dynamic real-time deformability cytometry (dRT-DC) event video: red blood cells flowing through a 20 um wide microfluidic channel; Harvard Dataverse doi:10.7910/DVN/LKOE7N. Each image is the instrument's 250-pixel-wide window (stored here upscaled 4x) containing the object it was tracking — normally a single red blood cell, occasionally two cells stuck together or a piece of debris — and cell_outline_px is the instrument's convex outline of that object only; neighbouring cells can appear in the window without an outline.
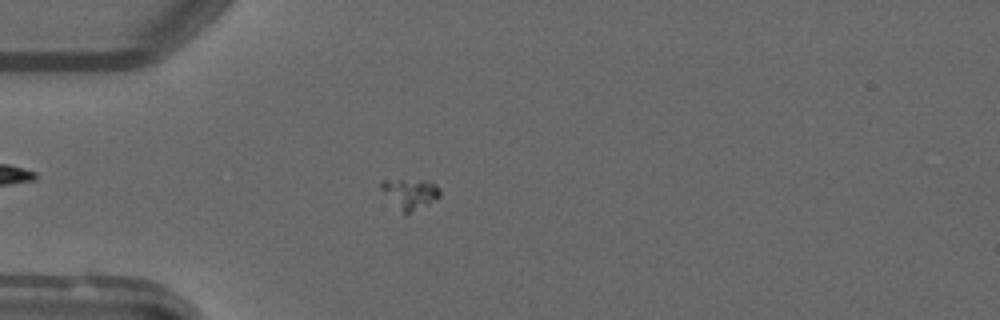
{"species": "common noctule bat (a hibernating species)", "species_latin": "Nyctalus noctula", "temperature_condition": "warm", "stored_images_in_passage": 49, "camera_frame_rate_fps": 3000, "um_per_image_px": 0.085, "animal": {"sex": "male", "forearm_length_mm": 52.5}, "frame": {"image": 1, "passage_image": 14, "time_ms": 4.333, "image_size_px": [1000, 320], "cell_outline_px": [[440, 196], [404, 216], [380, 188], [380, 184], [384, 180], [420, 180], [436, 184], [440, 188]], "centroid_in_image_um": [34.84, 16.47], "position_along_channel_um": 50.2, "area_um2": 10.12}}
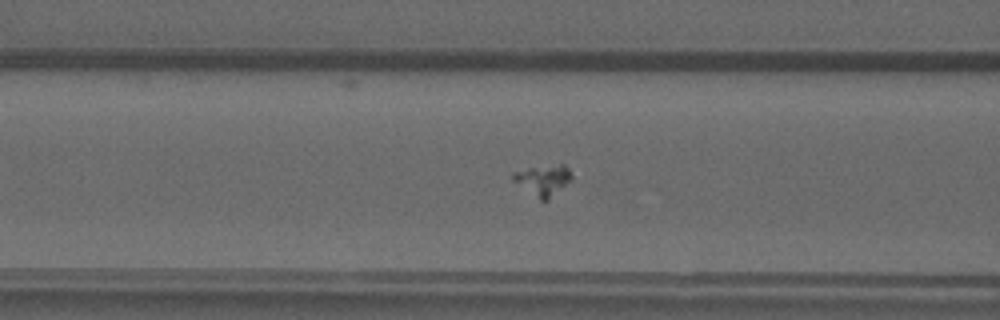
{"frame": {"image": 2, "passage_image": 20, "time_ms": 6.333, "image_size_px": [1000, 320], "cell_outline_px": [[572, 180], [548, 200], [540, 200], [512, 180], [512, 176], [516, 172], [528, 168], [560, 164], [564, 164], [568, 168], [572, 176]], "centroid_in_image_um": [46.2, 15.31], "position_along_channel_um": 120.4, "area_um2": 10.29}}